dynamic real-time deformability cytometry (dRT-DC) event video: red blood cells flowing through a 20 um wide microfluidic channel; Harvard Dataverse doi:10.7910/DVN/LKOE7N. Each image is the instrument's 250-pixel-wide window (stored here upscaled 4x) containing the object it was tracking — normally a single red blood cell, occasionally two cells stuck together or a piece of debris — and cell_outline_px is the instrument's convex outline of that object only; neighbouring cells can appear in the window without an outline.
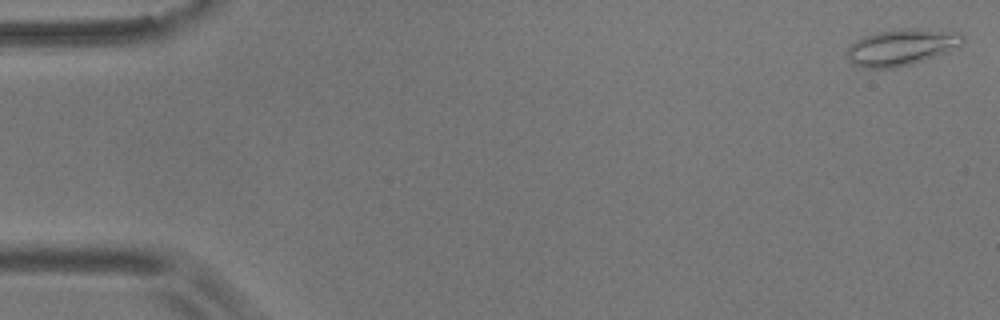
{"species": "common noctule bat (a hibernating species)", "species_latin": "Nyctalus noctula", "temperature_condition": "room temperature", "stored_images_in_passage": 55, "camera_frame_rate_fps": 3000, "um_per_image_px": 0.085, "animal": {"sex": "male", "body_mass_g": 17.9}, "frame": {"image": 1, "passage_image": 1, "time_ms": 0.0, "image_size_px": [1000, 320], "cell_outline_px": [[964, 44], [948, 52], [912, 64], [892, 68], [864, 68], [852, 64], [848, 60], [848, 48], [856, 40], [864, 36], [876, 32], [896, 28], [920, 28], [960, 32], [964, 36]], "centroid_in_image_um": [76.67, 4.0], "position_along_channel_um": 8.3, "area_um2": 24.91}}
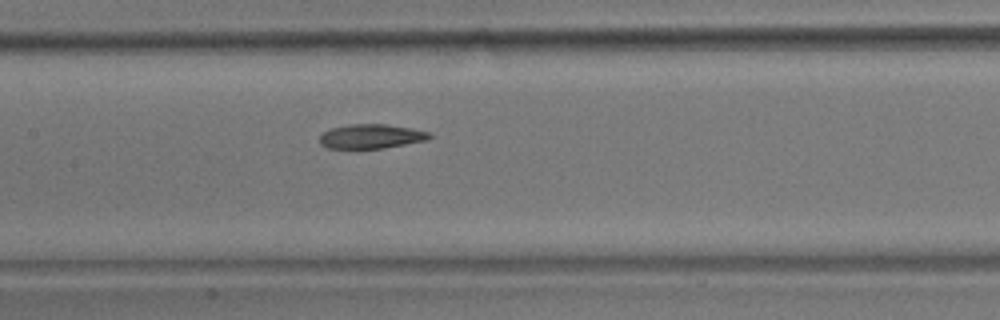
{"frame": {"image": 2, "passage_image": 26, "time_ms": 8.333, "image_size_px": [1000, 320], "cell_outline_px": [[432, 136], [428, 140], [384, 148], [328, 148], [320, 144], [320, 136], [324, 132], [332, 128], [348, 124], [388, 124], [412, 128], [428, 132]], "centroid_in_image_um": [31.57, 11.58], "position_along_channel_um": 175.8, "area_um2": 15.55}}
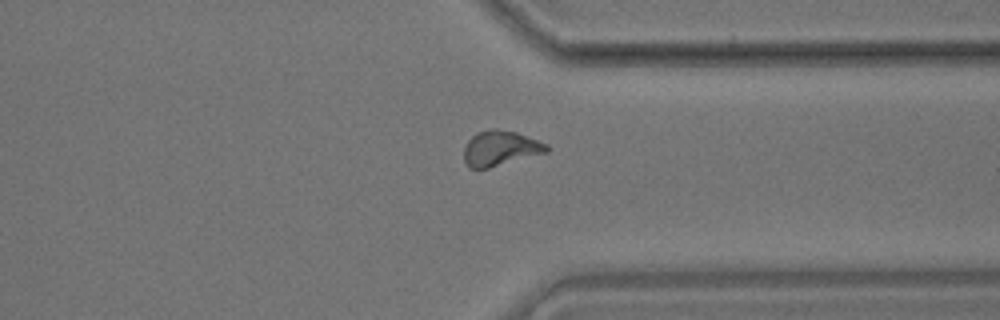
{"frame": {"image": 3, "passage_image": 42, "time_ms": 13.667, "image_size_px": [1000, 320], "cell_outline_px": [[552, 148], [548, 152], [488, 168], [468, 168], [464, 160], [464, 148], [468, 140], [476, 132], [492, 128], [496, 128], [516, 132], [548, 144]], "centroid_in_image_um": [42.54, 12.59], "position_along_channel_um": 368.9, "area_um2": 17.05}, "authors_computed_cell_mechanics": {"area_um2": 16.5886, "velocity_mm_per_s": 3.6392, "shape_relaxation_time_tau1_ms": 6.8781, "shape_relaxation_time_tau2_ms": 4.7159, "deformation_change_tau1": 0.1733, "deformation_change_tau2": 0.0903}}